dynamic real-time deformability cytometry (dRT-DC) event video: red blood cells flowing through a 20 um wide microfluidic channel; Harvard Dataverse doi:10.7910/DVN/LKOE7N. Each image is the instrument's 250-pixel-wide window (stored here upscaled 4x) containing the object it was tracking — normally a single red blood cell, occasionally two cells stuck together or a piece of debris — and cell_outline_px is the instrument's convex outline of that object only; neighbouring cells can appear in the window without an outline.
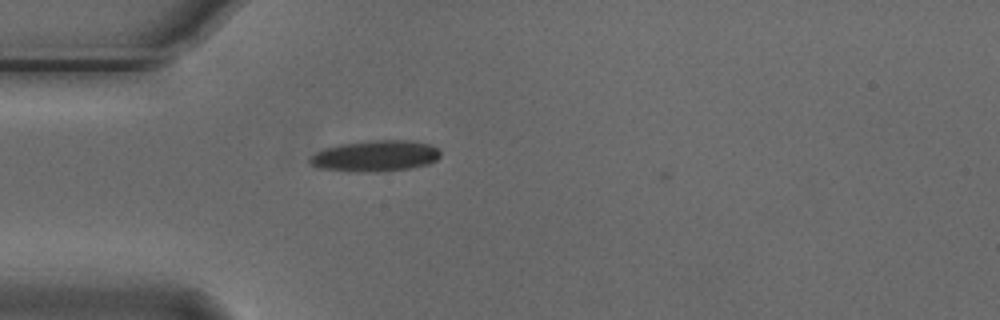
{"species": "Egyptian fruit bat (a non-hibernating species)", "species_latin": "Rousettus aegyptiacus", "temperature_condition": "cold", "stored_images_in_passage": 32, "camera_frame_rate_fps": 3000, "um_per_image_px": 0.085, "animal": {"sex": "male"}, "frame": {"image": 1, "passage_image": 3, "time_ms": 0.667, "image_size_px": [1000, 320], "cell_outline_px": [[440, 156], [436, 160], [428, 164], [408, 168], [376, 172], [356, 172], [320, 168], [312, 164], [308, 160], [316, 152], [324, 148], [340, 144], [372, 140], [412, 140], [428, 144], [436, 148], [440, 152]], "centroid_in_image_um": [31.9, 13.25], "position_along_channel_um": 53.1, "area_um2": 23.52}}
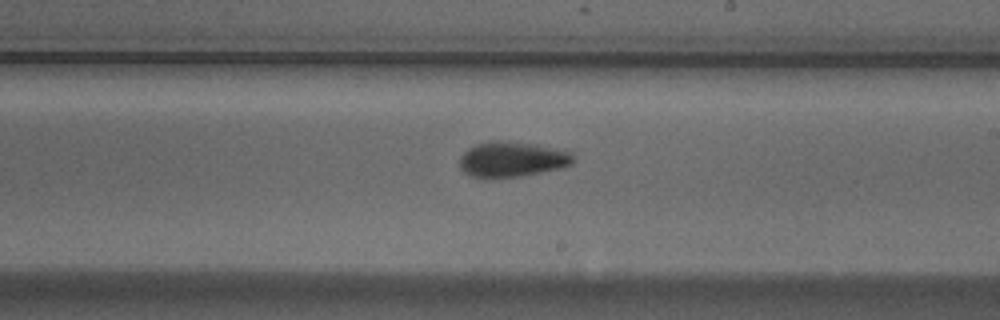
{"frame": {"image": 2, "passage_image": 19, "time_ms": 6.0, "image_size_px": [1000, 320], "cell_outline_px": [[572, 164], [564, 168], [520, 176], [472, 176], [464, 172], [460, 168], [460, 156], [468, 148], [476, 144], [492, 140], [500, 140], [536, 144], [572, 152]], "centroid_in_image_um": [43.54, 13.51], "position_along_channel_um": 245.5, "area_um2": 23.12}}
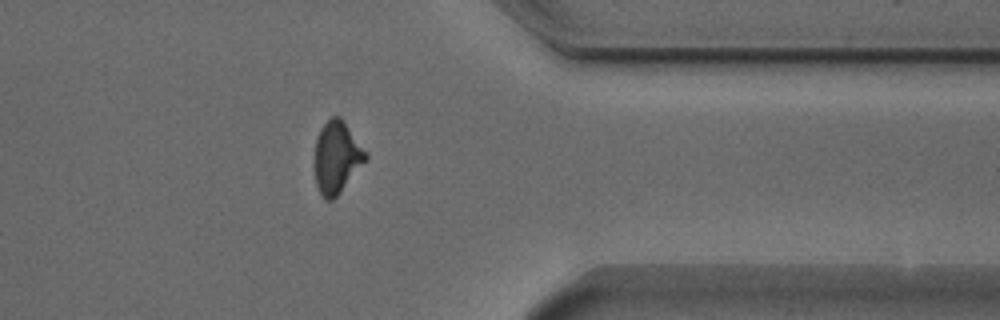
{"frame": {"image": 3, "passage_image": 31, "time_ms": 10.0, "image_size_px": [1000, 320], "cell_outline_px": [[368, 156], [340, 192], [332, 200], [328, 200], [320, 192], [316, 184], [316, 136], [320, 128], [332, 116], [340, 116], [344, 120], [368, 152]], "centroid_in_image_um": [28.64, 13.3], "position_along_channel_um": 382.8, "area_um2": 20.98}}